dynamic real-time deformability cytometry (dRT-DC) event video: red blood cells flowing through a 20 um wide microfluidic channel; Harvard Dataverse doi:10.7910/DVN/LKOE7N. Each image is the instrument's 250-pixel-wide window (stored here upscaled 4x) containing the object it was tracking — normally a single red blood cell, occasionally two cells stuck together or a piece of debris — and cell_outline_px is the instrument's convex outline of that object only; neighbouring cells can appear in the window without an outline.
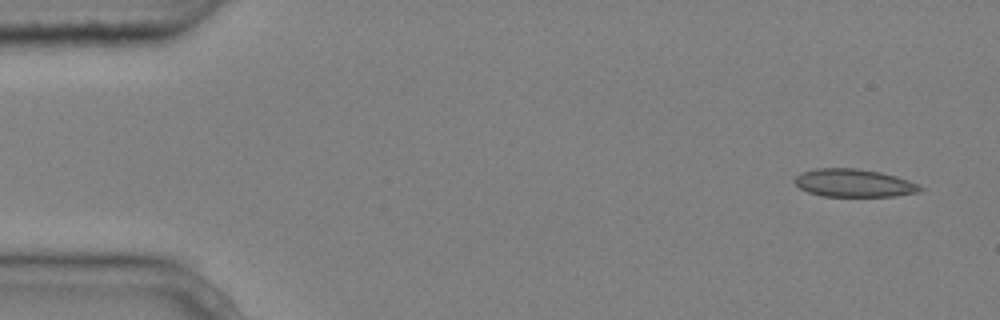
{"species": "common noctule bat (a hibernating species)", "species_latin": "Nyctalus noctula", "temperature_condition": "cold", "stored_images_in_passage": 4, "camera_frame_rate_fps": 3000, "um_per_image_px": 0.085, "animal": {"sex": "male", "body_mass_g": 20.4}, "frame": {"image": 1, "passage_image": 1, "time_ms": 0.0, "image_size_px": [1000, 320], "cell_outline_px": [[928, 188], [920, 192], [896, 196], [824, 196], [808, 192], [800, 188], [792, 180], [796, 176], [804, 172], [816, 168], [856, 168], [880, 172], [896, 176], [908, 180]], "centroid_in_image_um": [72.63, 15.56], "position_along_channel_um": 12.4, "area_um2": 20.52}}
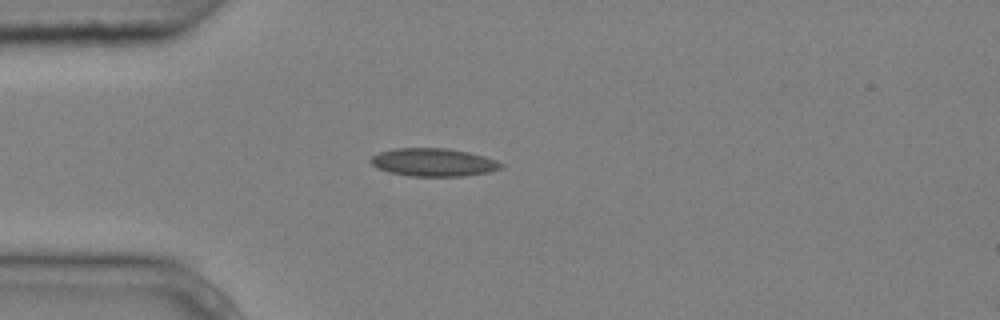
{"frame": {"image": 2, "passage_image": 4, "time_ms": 1.0, "image_size_px": [1000, 320], "cell_outline_px": [[504, 168], [488, 172], [464, 176], [412, 176], [388, 172], [376, 168], [368, 160], [372, 156], [380, 152], [396, 148], [448, 148], [468, 152], [484, 156], [496, 160], [504, 164]], "centroid_in_image_um": [36.85, 13.8], "position_along_channel_um": 48.2, "area_um2": 21.39}}